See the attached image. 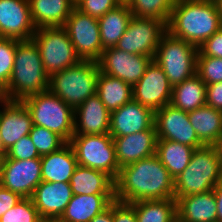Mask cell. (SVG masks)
Segmentation results:
<instances>
[{
	"label": "cell",
	"mask_w": 222,
	"mask_h": 222,
	"mask_svg": "<svg viewBox=\"0 0 222 222\" xmlns=\"http://www.w3.org/2000/svg\"><path fill=\"white\" fill-rule=\"evenodd\" d=\"M206 105L222 112V82L206 86Z\"/></svg>",
	"instance_id": "obj_42"
},
{
	"label": "cell",
	"mask_w": 222,
	"mask_h": 222,
	"mask_svg": "<svg viewBox=\"0 0 222 222\" xmlns=\"http://www.w3.org/2000/svg\"><path fill=\"white\" fill-rule=\"evenodd\" d=\"M7 101H9V98L6 92V87L0 82V103L4 104Z\"/></svg>",
	"instance_id": "obj_46"
},
{
	"label": "cell",
	"mask_w": 222,
	"mask_h": 222,
	"mask_svg": "<svg viewBox=\"0 0 222 222\" xmlns=\"http://www.w3.org/2000/svg\"><path fill=\"white\" fill-rule=\"evenodd\" d=\"M152 60L150 56L129 54L112 47L103 50L97 62L101 73L119 78L133 86L142 78Z\"/></svg>",
	"instance_id": "obj_14"
},
{
	"label": "cell",
	"mask_w": 222,
	"mask_h": 222,
	"mask_svg": "<svg viewBox=\"0 0 222 222\" xmlns=\"http://www.w3.org/2000/svg\"><path fill=\"white\" fill-rule=\"evenodd\" d=\"M173 86L152 60L142 78L132 86L133 99L154 112L171 102Z\"/></svg>",
	"instance_id": "obj_15"
},
{
	"label": "cell",
	"mask_w": 222,
	"mask_h": 222,
	"mask_svg": "<svg viewBox=\"0 0 222 222\" xmlns=\"http://www.w3.org/2000/svg\"><path fill=\"white\" fill-rule=\"evenodd\" d=\"M155 112L134 99L110 112L111 137H121L148 130L154 126Z\"/></svg>",
	"instance_id": "obj_16"
},
{
	"label": "cell",
	"mask_w": 222,
	"mask_h": 222,
	"mask_svg": "<svg viewBox=\"0 0 222 222\" xmlns=\"http://www.w3.org/2000/svg\"><path fill=\"white\" fill-rule=\"evenodd\" d=\"M99 72L97 61L81 60L74 66L52 74L48 89L75 110L96 94Z\"/></svg>",
	"instance_id": "obj_5"
},
{
	"label": "cell",
	"mask_w": 222,
	"mask_h": 222,
	"mask_svg": "<svg viewBox=\"0 0 222 222\" xmlns=\"http://www.w3.org/2000/svg\"><path fill=\"white\" fill-rule=\"evenodd\" d=\"M196 74L206 85L222 82V58L197 56Z\"/></svg>",
	"instance_id": "obj_36"
},
{
	"label": "cell",
	"mask_w": 222,
	"mask_h": 222,
	"mask_svg": "<svg viewBox=\"0 0 222 222\" xmlns=\"http://www.w3.org/2000/svg\"><path fill=\"white\" fill-rule=\"evenodd\" d=\"M32 39L38 46L44 69L49 76L81 61L63 27L38 28Z\"/></svg>",
	"instance_id": "obj_8"
},
{
	"label": "cell",
	"mask_w": 222,
	"mask_h": 222,
	"mask_svg": "<svg viewBox=\"0 0 222 222\" xmlns=\"http://www.w3.org/2000/svg\"><path fill=\"white\" fill-rule=\"evenodd\" d=\"M113 201L115 195H73L57 222H90Z\"/></svg>",
	"instance_id": "obj_25"
},
{
	"label": "cell",
	"mask_w": 222,
	"mask_h": 222,
	"mask_svg": "<svg viewBox=\"0 0 222 222\" xmlns=\"http://www.w3.org/2000/svg\"><path fill=\"white\" fill-rule=\"evenodd\" d=\"M109 129L110 111L97 94L90 96L74 110V135L109 134Z\"/></svg>",
	"instance_id": "obj_21"
},
{
	"label": "cell",
	"mask_w": 222,
	"mask_h": 222,
	"mask_svg": "<svg viewBox=\"0 0 222 222\" xmlns=\"http://www.w3.org/2000/svg\"><path fill=\"white\" fill-rule=\"evenodd\" d=\"M73 195H115V181L107 173L77 165L70 179Z\"/></svg>",
	"instance_id": "obj_23"
},
{
	"label": "cell",
	"mask_w": 222,
	"mask_h": 222,
	"mask_svg": "<svg viewBox=\"0 0 222 222\" xmlns=\"http://www.w3.org/2000/svg\"><path fill=\"white\" fill-rule=\"evenodd\" d=\"M132 17L127 3H121L98 19L103 50L116 46Z\"/></svg>",
	"instance_id": "obj_28"
},
{
	"label": "cell",
	"mask_w": 222,
	"mask_h": 222,
	"mask_svg": "<svg viewBox=\"0 0 222 222\" xmlns=\"http://www.w3.org/2000/svg\"><path fill=\"white\" fill-rule=\"evenodd\" d=\"M216 4H217V8H218V11L221 15V19H222V0H215Z\"/></svg>",
	"instance_id": "obj_48"
},
{
	"label": "cell",
	"mask_w": 222,
	"mask_h": 222,
	"mask_svg": "<svg viewBox=\"0 0 222 222\" xmlns=\"http://www.w3.org/2000/svg\"><path fill=\"white\" fill-rule=\"evenodd\" d=\"M68 143L74 150L78 165L103 171L114 180L117 178L120 167L109 134L73 135Z\"/></svg>",
	"instance_id": "obj_9"
},
{
	"label": "cell",
	"mask_w": 222,
	"mask_h": 222,
	"mask_svg": "<svg viewBox=\"0 0 222 222\" xmlns=\"http://www.w3.org/2000/svg\"><path fill=\"white\" fill-rule=\"evenodd\" d=\"M119 4H121L120 0H79L75 7L83 13L99 19Z\"/></svg>",
	"instance_id": "obj_38"
},
{
	"label": "cell",
	"mask_w": 222,
	"mask_h": 222,
	"mask_svg": "<svg viewBox=\"0 0 222 222\" xmlns=\"http://www.w3.org/2000/svg\"><path fill=\"white\" fill-rule=\"evenodd\" d=\"M112 138L120 168L151 157L156 153L157 133L155 125L148 130Z\"/></svg>",
	"instance_id": "obj_20"
},
{
	"label": "cell",
	"mask_w": 222,
	"mask_h": 222,
	"mask_svg": "<svg viewBox=\"0 0 222 222\" xmlns=\"http://www.w3.org/2000/svg\"><path fill=\"white\" fill-rule=\"evenodd\" d=\"M177 217L183 222H216L217 205L213 190L179 197Z\"/></svg>",
	"instance_id": "obj_22"
},
{
	"label": "cell",
	"mask_w": 222,
	"mask_h": 222,
	"mask_svg": "<svg viewBox=\"0 0 222 222\" xmlns=\"http://www.w3.org/2000/svg\"><path fill=\"white\" fill-rule=\"evenodd\" d=\"M74 4L78 3L79 0H72Z\"/></svg>",
	"instance_id": "obj_53"
},
{
	"label": "cell",
	"mask_w": 222,
	"mask_h": 222,
	"mask_svg": "<svg viewBox=\"0 0 222 222\" xmlns=\"http://www.w3.org/2000/svg\"><path fill=\"white\" fill-rule=\"evenodd\" d=\"M121 3H127L128 0H120Z\"/></svg>",
	"instance_id": "obj_51"
},
{
	"label": "cell",
	"mask_w": 222,
	"mask_h": 222,
	"mask_svg": "<svg viewBox=\"0 0 222 222\" xmlns=\"http://www.w3.org/2000/svg\"><path fill=\"white\" fill-rule=\"evenodd\" d=\"M41 177L46 182H68L77 167V159L72 146L67 142L59 150L42 155Z\"/></svg>",
	"instance_id": "obj_24"
},
{
	"label": "cell",
	"mask_w": 222,
	"mask_h": 222,
	"mask_svg": "<svg viewBox=\"0 0 222 222\" xmlns=\"http://www.w3.org/2000/svg\"><path fill=\"white\" fill-rule=\"evenodd\" d=\"M42 220L31 198H22L0 218V222H41Z\"/></svg>",
	"instance_id": "obj_35"
},
{
	"label": "cell",
	"mask_w": 222,
	"mask_h": 222,
	"mask_svg": "<svg viewBox=\"0 0 222 222\" xmlns=\"http://www.w3.org/2000/svg\"><path fill=\"white\" fill-rule=\"evenodd\" d=\"M137 222H173L177 218L175 199L142 200L130 203Z\"/></svg>",
	"instance_id": "obj_32"
},
{
	"label": "cell",
	"mask_w": 222,
	"mask_h": 222,
	"mask_svg": "<svg viewBox=\"0 0 222 222\" xmlns=\"http://www.w3.org/2000/svg\"><path fill=\"white\" fill-rule=\"evenodd\" d=\"M166 32L167 24L164 21L151 17L133 16L115 47L129 54L154 58L156 48Z\"/></svg>",
	"instance_id": "obj_10"
},
{
	"label": "cell",
	"mask_w": 222,
	"mask_h": 222,
	"mask_svg": "<svg viewBox=\"0 0 222 222\" xmlns=\"http://www.w3.org/2000/svg\"><path fill=\"white\" fill-rule=\"evenodd\" d=\"M197 56L222 58V27L199 46Z\"/></svg>",
	"instance_id": "obj_40"
},
{
	"label": "cell",
	"mask_w": 222,
	"mask_h": 222,
	"mask_svg": "<svg viewBox=\"0 0 222 222\" xmlns=\"http://www.w3.org/2000/svg\"><path fill=\"white\" fill-rule=\"evenodd\" d=\"M32 22L36 29L63 27L75 8L72 0H28Z\"/></svg>",
	"instance_id": "obj_26"
},
{
	"label": "cell",
	"mask_w": 222,
	"mask_h": 222,
	"mask_svg": "<svg viewBox=\"0 0 222 222\" xmlns=\"http://www.w3.org/2000/svg\"><path fill=\"white\" fill-rule=\"evenodd\" d=\"M63 28L66 30L81 60L98 61L103 53L98 19L81 12L76 7Z\"/></svg>",
	"instance_id": "obj_11"
},
{
	"label": "cell",
	"mask_w": 222,
	"mask_h": 222,
	"mask_svg": "<svg viewBox=\"0 0 222 222\" xmlns=\"http://www.w3.org/2000/svg\"><path fill=\"white\" fill-rule=\"evenodd\" d=\"M32 123L57 133L66 142L74 135V110L49 89L22 100Z\"/></svg>",
	"instance_id": "obj_6"
},
{
	"label": "cell",
	"mask_w": 222,
	"mask_h": 222,
	"mask_svg": "<svg viewBox=\"0 0 222 222\" xmlns=\"http://www.w3.org/2000/svg\"><path fill=\"white\" fill-rule=\"evenodd\" d=\"M2 187L3 186H2L1 176H0V190H1Z\"/></svg>",
	"instance_id": "obj_52"
},
{
	"label": "cell",
	"mask_w": 222,
	"mask_h": 222,
	"mask_svg": "<svg viewBox=\"0 0 222 222\" xmlns=\"http://www.w3.org/2000/svg\"><path fill=\"white\" fill-rule=\"evenodd\" d=\"M49 78L34 40L16 39L13 71L6 86L9 100L22 101L28 96L48 90Z\"/></svg>",
	"instance_id": "obj_3"
},
{
	"label": "cell",
	"mask_w": 222,
	"mask_h": 222,
	"mask_svg": "<svg viewBox=\"0 0 222 222\" xmlns=\"http://www.w3.org/2000/svg\"><path fill=\"white\" fill-rule=\"evenodd\" d=\"M22 200V197L8 189L0 190V218L12 207Z\"/></svg>",
	"instance_id": "obj_43"
},
{
	"label": "cell",
	"mask_w": 222,
	"mask_h": 222,
	"mask_svg": "<svg viewBox=\"0 0 222 222\" xmlns=\"http://www.w3.org/2000/svg\"><path fill=\"white\" fill-rule=\"evenodd\" d=\"M41 160L9 159L5 154L0 158V176L2 186L19 194L22 198H31L35 188L42 182Z\"/></svg>",
	"instance_id": "obj_12"
},
{
	"label": "cell",
	"mask_w": 222,
	"mask_h": 222,
	"mask_svg": "<svg viewBox=\"0 0 222 222\" xmlns=\"http://www.w3.org/2000/svg\"><path fill=\"white\" fill-rule=\"evenodd\" d=\"M206 86L202 79L195 74L182 83L173 86L170 104L185 112L205 106Z\"/></svg>",
	"instance_id": "obj_30"
},
{
	"label": "cell",
	"mask_w": 222,
	"mask_h": 222,
	"mask_svg": "<svg viewBox=\"0 0 222 222\" xmlns=\"http://www.w3.org/2000/svg\"><path fill=\"white\" fill-rule=\"evenodd\" d=\"M29 136L40 156L55 152L67 143L57 133L42 126L33 125Z\"/></svg>",
	"instance_id": "obj_34"
},
{
	"label": "cell",
	"mask_w": 222,
	"mask_h": 222,
	"mask_svg": "<svg viewBox=\"0 0 222 222\" xmlns=\"http://www.w3.org/2000/svg\"><path fill=\"white\" fill-rule=\"evenodd\" d=\"M217 205V221L222 222V181L213 189Z\"/></svg>",
	"instance_id": "obj_44"
},
{
	"label": "cell",
	"mask_w": 222,
	"mask_h": 222,
	"mask_svg": "<svg viewBox=\"0 0 222 222\" xmlns=\"http://www.w3.org/2000/svg\"><path fill=\"white\" fill-rule=\"evenodd\" d=\"M157 139L171 140L193 147L204 146L190 124L188 112L167 104L155 111Z\"/></svg>",
	"instance_id": "obj_13"
},
{
	"label": "cell",
	"mask_w": 222,
	"mask_h": 222,
	"mask_svg": "<svg viewBox=\"0 0 222 222\" xmlns=\"http://www.w3.org/2000/svg\"><path fill=\"white\" fill-rule=\"evenodd\" d=\"M222 27L215 0H177L172 8L167 31L196 46Z\"/></svg>",
	"instance_id": "obj_2"
},
{
	"label": "cell",
	"mask_w": 222,
	"mask_h": 222,
	"mask_svg": "<svg viewBox=\"0 0 222 222\" xmlns=\"http://www.w3.org/2000/svg\"><path fill=\"white\" fill-rule=\"evenodd\" d=\"M198 48L168 31L162 36L153 60L175 86L196 74Z\"/></svg>",
	"instance_id": "obj_7"
},
{
	"label": "cell",
	"mask_w": 222,
	"mask_h": 222,
	"mask_svg": "<svg viewBox=\"0 0 222 222\" xmlns=\"http://www.w3.org/2000/svg\"><path fill=\"white\" fill-rule=\"evenodd\" d=\"M90 222H113V202Z\"/></svg>",
	"instance_id": "obj_45"
},
{
	"label": "cell",
	"mask_w": 222,
	"mask_h": 222,
	"mask_svg": "<svg viewBox=\"0 0 222 222\" xmlns=\"http://www.w3.org/2000/svg\"><path fill=\"white\" fill-rule=\"evenodd\" d=\"M176 1L177 0H128L127 5L133 16L156 18L167 24Z\"/></svg>",
	"instance_id": "obj_33"
},
{
	"label": "cell",
	"mask_w": 222,
	"mask_h": 222,
	"mask_svg": "<svg viewBox=\"0 0 222 222\" xmlns=\"http://www.w3.org/2000/svg\"><path fill=\"white\" fill-rule=\"evenodd\" d=\"M114 181L119 202L175 199L174 179L156 155L120 168Z\"/></svg>",
	"instance_id": "obj_1"
},
{
	"label": "cell",
	"mask_w": 222,
	"mask_h": 222,
	"mask_svg": "<svg viewBox=\"0 0 222 222\" xmlns=\"http://www.w3.org/2000/svg\"><path fill=\"white\" fill-rule=\"evenodd\" d=\"M72 197L70 183L42 181L31 199L43 220H58Z\"/></svg>",
	"instance_id": "obj_19"
},
{
	"label": "cell",
	"mask_w": 222,
	"mask_h": 222,
	"mask_svg": "<svg viewBox=\"0 0 222 222\" xmlns=\"http://www.w3.org/2000/svg\"><path fill=\"white\" fill-rule=\"evenodd\" d=\"M9 159L28 160L41 158L29 135L20 138L8 151L4 153Z\"/></svg>",
	"instance_id": "obj_39"
},
{
	"label": "cell",
	"mask_w": 222,
	"mask_h": 222,
	"mask_svg": "<svg viewBox=\"0 0 222 222\" xmlns=\"http://www.w3.org/2000/svg\"><path fill=\"white\" fill-rule=\"evenodd\" d=\"M96 94L112 112L133 99L132 86L119 78L99 72Z\"/></svg>",
	"instance_id": "obj_31"
},
{
	"label": "cell",
	"mask_w": 222,
	"mask_h": 222,
	"mask_svg": "<svg viewBox=\"0 0 222 222\" xmlns=\"http://www.w3.org/2000/svg\"><path fill=\"white\" fill-rule=\"evenodd\" d=\"M190 124L204 145H216L222 139V112L208 105L188 112Z\"/></svg>",
	"instance_id": "obj_27"
},
{
	"label": "cell",
	"mask_w": 222,
	"mask_h": 222,
	"mask_svg": "<svg viewBox=\"0 0 222 222\" xmlns=\"http://www.w3.org/2000/svg\"><path fill=\"white\" fill-rule=\"evenodd\" d=\"M113 222H137L134 208L119 201H113Z\"/></svg>",
	"instance_id": "obj_41"
},
{
	"label": "cell",
	"mask_w": 222,
	"mask_h": 222,
	"mask_svg": "<svg viewBox=\"0 0 222 222\" xmlns=\"http://www.w3.org/2000/svg\"><path fill=\"white\" fill-rule=\"evenodd\" d=\"M0 110V151L4 154L33 126L29 110L22 101H7Z\"/></svg>",
	"instance_id": "obj_18"
},
{
	"label": "cell",
	"mask_w": 222,
	"mask_h": 222,
	"mask_svg": "<svg viewBox=\"0 0 222 222\" xmlns=\"http://www.w3.org/2000/svg\"><path fill=\"white\" fill-rule=\"evenodd\" d=\"M222 181L215 145L196 148L186 169L174 180L175 200L179 197L208 192Z\"/></svg>",
	"instance_id": "obj_4"
},
{
	"label": "cell",
	"mask_w": 222,
	"mask_h": 222,
	"mask_svg": "<svg viewBox=\"0 0 222 222\" xmlns=\"http://www.w3.org/2000/svg\"><path fill=\"white\" fill-rule=\"evenodd\" d=\"M173 222H183L178 217Z\"/></svg>",
	"instance_id": "obj_50"
},
{
	"label": "cell",
	"mask_w": 222,
	"mask_h": 222,
	"mask_svg": "<svg viewBox=\"0 0 222 222\" xmlns=\"http://www.w3.org/2000/svg\"><path fill=\"white\" fill-rule=\"evenodd\" d=\"M35 31L28 0H0V37L29 40Z\"/></svg>",
	"instance_id": "obj_17"
},
{
	"label": "cell",
	"mask_w": 222,
	"mask_h": 222,
	"mask_svg": "<svg viewBox=\"0 0 222 222\" xmlns=\"http://www.w3.org/2000/svg\"><path fill=\"white\" fill-rule=\"evenodd\" d=\"M194 150L193 147L179 142L157 139L155 155L175 180L190 163Z\"/></svg>",
	"instance_id": "obj_29"
},
{
	"label": "cell",
	"mask_w": 222,
	"mask_h": 222,
	"mask_svg": "<svg viewBox=\"0 0 222 222\" xmlns=\"http://www.w3.org/2000/svg\"><path fill=\"white\" fill-rule=\"evenodd\" d=\"M16 39L0 37V82L6 87L14 65Z\"/></svg>",
	"instance_id": "obj_37"
},
{
	"label": "cell",
	"mask_w": 222,
	"mask_h": 222,
	"mask_svg": "<svg viewBox=\"0 0 222 222\" xmlns=\"http://www.w3.org/2000/svg\"><path fill=\"white\" fill-rule=\"evenodd\" d=\"M215 146H216V149L218 151L219 160H220V167H221V173H222V139Z\"/></svg>",
	"instance_id": "obj_47"
},
{
	"label": "cell",
	"mask_w": 222,
	"mask_h": 222,
	"mask_svg": "<svg viewBox=\"0 0 222 222\" xmlns=\"http://www.w3.org/2000/svg\"><path fill=\"white\" fill-rule=\"evenodd\" d=\"M41 222H57V220H42Z\"/></svg>",
	"instance_id": "obj_49"
}]
</instances>
